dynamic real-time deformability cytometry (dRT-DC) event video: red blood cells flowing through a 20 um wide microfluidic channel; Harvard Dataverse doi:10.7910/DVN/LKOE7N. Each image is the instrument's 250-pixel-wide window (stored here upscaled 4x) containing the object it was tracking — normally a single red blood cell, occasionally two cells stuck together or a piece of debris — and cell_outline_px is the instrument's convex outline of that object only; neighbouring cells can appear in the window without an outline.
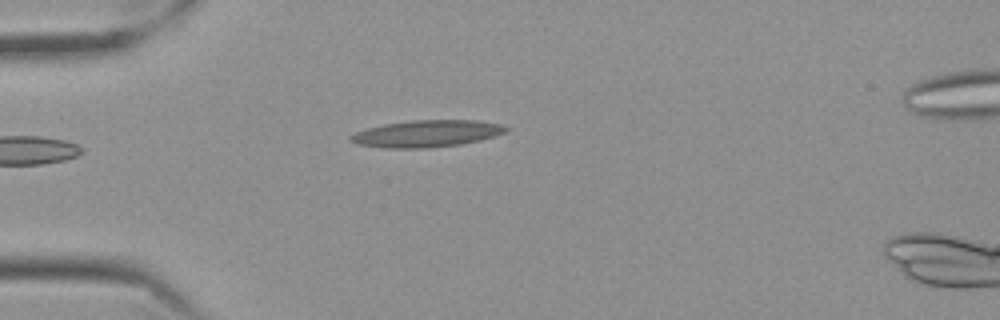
{"species": "Egyptian fruit bat (a non-hibernating species)", "species_latin": "Rousettus aegyptiacus", "temperature_condition": "cold", "stored_images_in_passage": 6, "camera_frame_rate_fps": 3000, "um_per_image_px": 0.085, "frame": {"image": 1, "passage_image": 1, "time_ms": 0.0, "image_size_px": [1000, 320], "cell_outline_px": [[508, 128], [504, 132], [480, 140], [460, 144], [428, 148], [388, 148], [360, 144], [348, 140], [348, 136], [356, 132], [368, 128], [384, 124], [412, 120], [476, 120], [500, 124]], "centroid_in_image_um": [36.24, 11.35], "position_along_channel_um": 48.8, "area_um2": 24.04}}
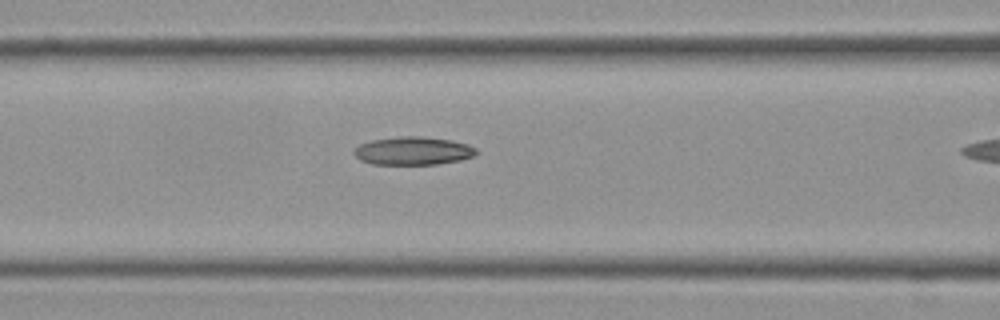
{"frame": {"image": 2, "passage_image": 5, "time_ms": 1.333, "image_size_px": [1000, 320], "cell_outline_px": [[476, 152], [472, 156], [460, 160], [436, 164], [372, 164], [360, 160], [352, 152], [360, 144], [372, 140], [400, 136], [424, 136], [452, 140], [468, 144], [476, 148]], "centroid_in_image_um": [35.1, 12.81], "position_along_channel_um": 131.5, "area_um2": 20.0}}